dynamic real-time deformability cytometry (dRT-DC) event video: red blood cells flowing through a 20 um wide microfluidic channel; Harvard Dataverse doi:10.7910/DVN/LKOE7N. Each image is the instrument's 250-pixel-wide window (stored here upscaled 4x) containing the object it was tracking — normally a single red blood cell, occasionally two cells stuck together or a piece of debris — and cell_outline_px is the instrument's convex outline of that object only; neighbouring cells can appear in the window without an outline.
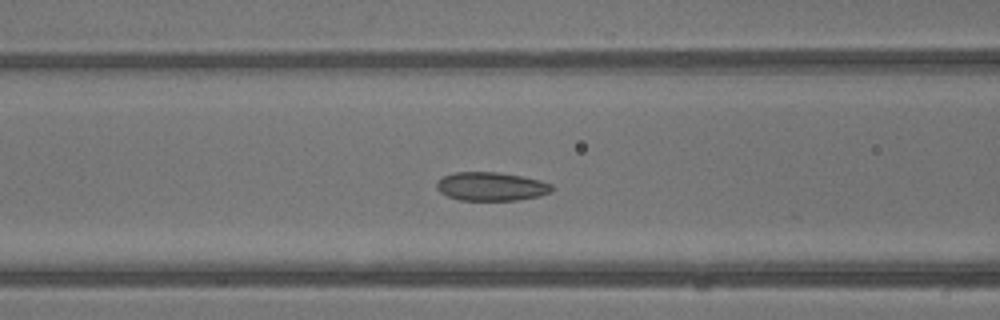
{"species": "common noctule bat (a hibernating species)", "species_latin": "Nyctalus noctula", "temperature_condition": "warm", "stored_images_in_passage": 40, "camera_frame_rate_fps": 3000, "um_per_image_px": 0.085, "animal": {"sex": "male", "body_mass_g": 13.3}, "frame": {"image": 1, "passage_image": 16, "time_ms": 5.0, "image_size_px": [1000, 320], "cell_outline_px": [[556, 188], [552, 192], [540, 196], [516, 200], [460, 200], [448, 196], [440, 192], [436, 188], [436, 184], [444, 176], [452, 172], [496, 172], [520, 176], [540, 180], [552, 184]], "centroid_in_image_um": [41.79, 15.85], "position_along_channel_um": 124.8, "area_um2": 19.25}}
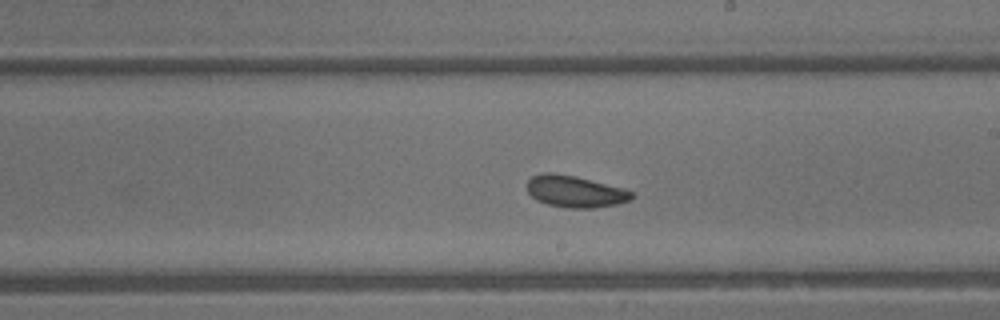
{"frame": {"image": 2, "passage_image": 23, "time_ms": 7.333, "image_size_px": [1000, 320], "cell_outline_px": [[636, 196], [632, 200], [616, 204], [596, 208], [568, 208], [548, 204], [536, 200], [528, 192], [528, 180], [532, 176], [540, 172], [552, 172], [576, 176], [636, 192]], "centroid_in_image_um": [48.91, 16.27], "position_along_channel_um": 240.1, "area_um2": 19.48}}
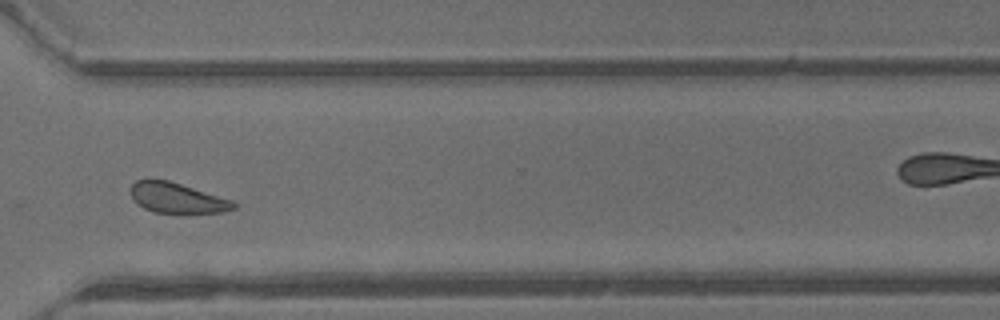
{"frame": {"image": 3, "passage_image": 30, "time_ms": 9.667, "image_size_px": [1000, 320], "cell_outline_px": [[236, 208], [224, 212], [156, 212], [144, 208], [136, 204], [132, 200], [128, 192], [132, 184], [136, 180], [148, 176], [168, 180], [232, 200], [236, 204]], "centroid_in_image_um": [14.94, 16.78], "position_along_channel_um": 355.7, "area_um2": 18.44}, "authors_computed_cell_mechanics": {"area_um2": 20.0277, "velocity_mm_per_s": 4.9585, "shape_relaxation_time_tau1_ms": 4.5598, "shape_relaxation_time_tau2_ms": 1.331, "deformation_change_tau1": 0.0843, "deformation_change_tau2": 0.079}}